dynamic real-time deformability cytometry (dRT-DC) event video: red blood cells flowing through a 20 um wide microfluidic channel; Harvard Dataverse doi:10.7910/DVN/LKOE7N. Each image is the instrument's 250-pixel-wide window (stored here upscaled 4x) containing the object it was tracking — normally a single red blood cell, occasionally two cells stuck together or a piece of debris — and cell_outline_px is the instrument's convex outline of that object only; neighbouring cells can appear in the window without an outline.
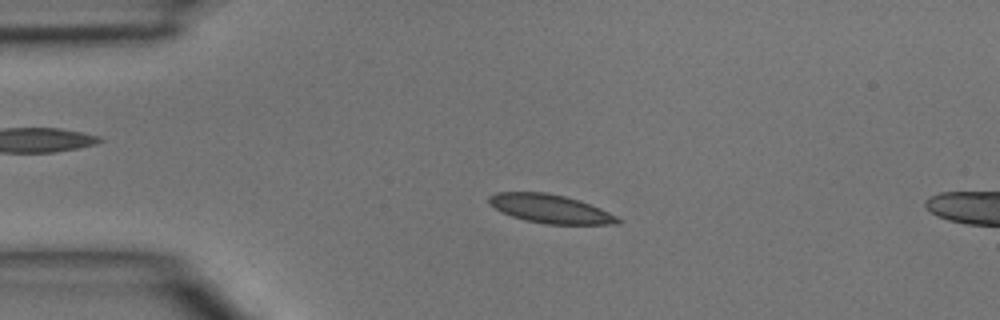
{"species": "common noctule bat (a hibernating species)", "species_latin": "Nyctalus noctula", "temperature_condition": "room temperature", "stored_images_in_passage": 14, "camera_frame_rate_fps": 3000, "um_per_image_px": 0.085, "animal": {"sex": "male", "body_mass_g": 15.6}, "frame": {"image": 1, "passage_image": 10, "time_ms": 3.0, "image_size_px": [1000, 320], "cell_outline_px": [[624, 220], [620, 224], [544, 224], [524, 220], [500, 212], [488, 204], [488, 196], [496, 192], [544, 192], [564, 196], [580, 200], [600, 208]], "centroid_in_image_um": [46.75, 17.75], "position_along_channel_um": 38.2, "area_um2": 21.68}}